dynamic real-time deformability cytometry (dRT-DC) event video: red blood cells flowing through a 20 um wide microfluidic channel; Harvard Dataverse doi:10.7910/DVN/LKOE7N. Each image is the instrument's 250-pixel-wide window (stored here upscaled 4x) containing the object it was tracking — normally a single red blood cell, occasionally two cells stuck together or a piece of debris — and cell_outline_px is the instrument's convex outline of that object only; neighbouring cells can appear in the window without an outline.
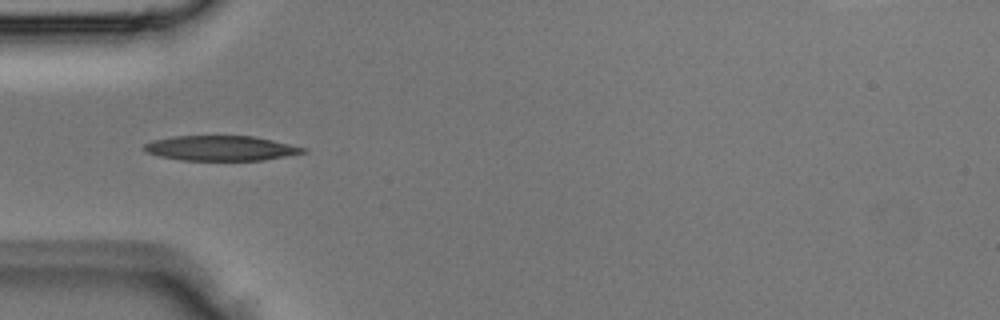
{"species": "Egyptian fruit bat (a non-hibernating species)", "species_latin": "Rousettus aegyptiacus", "temperature_condition": "room temperature", "stored_images_in_passage": 4, "camera_frame_rate_fps": 3000, "um_per_image_px": 0.085, "animal": {"sex": "male"}, "frame": {"image": 1, "passage_image": 3, "time_ms": 0.667, "image_size_px": [1000, 320], "cell_outline_px": [[308, 152], [264, 160], [184, 160], [160, 156], [144, 152], [144, 144], [152, 140], [172, 136], [252, 136], [272, 140], [308, 148]], "centroid_in_image_um": [18.78, 12.59], "position_along_channel_um": 66.2, "area_um2": 23.12}}
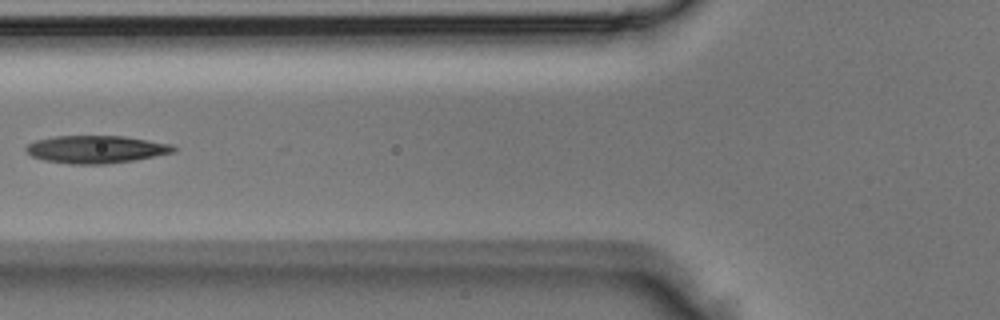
{"frame": {"image": 2, "passage_image": 4, "time_ms": 1.0, "image_size_px": [1000, 320], "cell_outline_px": [[176, 152], [132, 160], [104, 164], [68, 164], [44, 160], [32, 156], [24, 148], [28, 144], [36, 140], [56, 136], [124, 136], [172, 144], [176, 148]], "centroid_in_image_um": [8.16, 12.69], "position_along_channel_um": 117.6, "area_um2": 23.64}}